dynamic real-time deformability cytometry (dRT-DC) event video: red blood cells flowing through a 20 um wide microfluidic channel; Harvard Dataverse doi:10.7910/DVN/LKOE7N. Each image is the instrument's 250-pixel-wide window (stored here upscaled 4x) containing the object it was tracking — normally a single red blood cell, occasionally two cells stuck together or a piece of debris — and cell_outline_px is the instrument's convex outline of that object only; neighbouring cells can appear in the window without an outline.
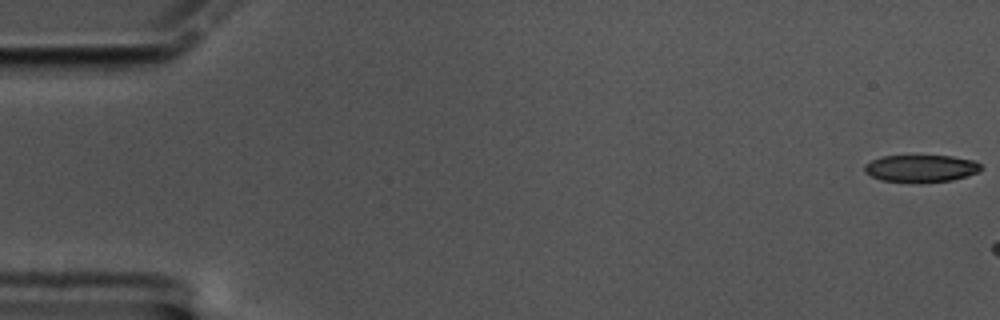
{"species": "common noctule bat (a hibernating species)", "species_latin": "Nyctalus noctula", "temperature_condition": "cold", "stored_images_in_passage": 5, "camera_frame_rate_fps": 3000, "um_per_image_px": 0.085, "animal": {"sex": "male", "body_mass_g": 17.5, "forearm_length_mm": 52.3}, "frame": {"image": 1, "passage_image": 1, "time_ms": 0.0, "image_size_px": [1000, 320], "cell_outline_px": [[984, 168], [968, 176], [952, 180], [924, 184], [880, 180], [864, 172], [864, 164], [872, 160], [884, 156], [952, 156], [972, 160], [980, 164]], "centroid_in_image_um": [78.28, 14.34], "position_along_channel_um": 6.7, "area_um2": 18.79}}